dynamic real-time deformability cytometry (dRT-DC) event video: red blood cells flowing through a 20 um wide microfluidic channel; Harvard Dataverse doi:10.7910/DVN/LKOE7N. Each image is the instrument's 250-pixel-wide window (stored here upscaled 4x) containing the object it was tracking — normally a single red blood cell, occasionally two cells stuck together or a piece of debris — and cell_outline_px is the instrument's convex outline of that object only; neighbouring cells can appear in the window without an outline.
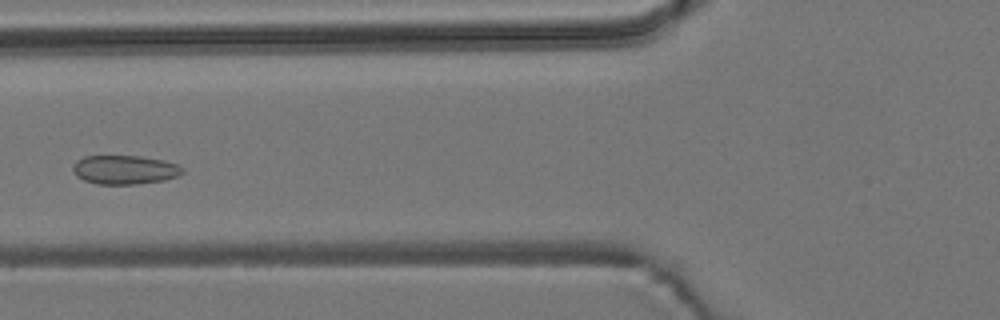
{"species": "common noctule bat (a hibernating species)", "species_latin": "Nyctalus noctula", "temperature_condition": "room temperature", "stored_images_in_passage": 6, "camera_frame_rate_fps": 3000, "um_per_image_px": 0.085, "animal": {"sex": "male", "body_mass_g": 19.2, "forearm_length_mm": 51.8}, "frame": {"image": 1, "passage_image": 6, "time_ms": 6.0, "image_size_px": [1000, 320], "cell_outline_px": [[184, 172], [176, 176], [164, 180], [136, 184], [96, 184], [84, 180], [76, 176], [72, 168], [76, 160], [84, 156], [140, 156], [164, 160], [176, 164], [184, 168]], "centroid_in_image_um": [10.58, 14.42], "position_along_channel_um": 115.2, "area_um2": 18.5}}